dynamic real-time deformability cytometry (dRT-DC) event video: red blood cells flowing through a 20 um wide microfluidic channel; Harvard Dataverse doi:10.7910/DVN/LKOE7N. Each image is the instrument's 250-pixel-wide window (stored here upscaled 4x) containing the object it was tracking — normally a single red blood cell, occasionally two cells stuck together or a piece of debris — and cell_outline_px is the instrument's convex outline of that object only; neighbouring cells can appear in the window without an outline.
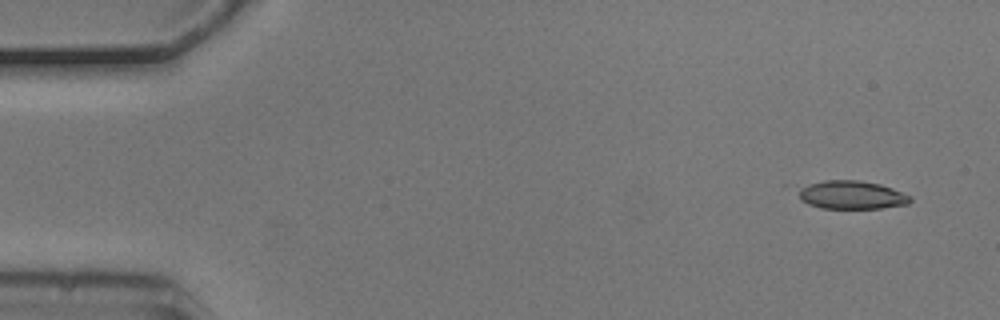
{"species": "common noctule bat (a hibernating species)", "species_latin": "Nyctalus noctula", "temperature_condition": "cold", "stored_images_in_passage": 5, "camera_frame_rate_fps": 3000, "um_per_image_px": 0.085, "animal": {"sex": "male", "body_mass_g": 20.5, "forearm_length_mm": 52.5}, "frame": {"image": 1, "passage_image": 1, "time_ms": 0.0, "image_size_px": [1000, 320], "cell_outline_px": [[912, 200], [908, 204], [880, 208], [820, 208], [808, 204], [800, 200], [800, 188], [824, 180], [860, 180], [880, 184], [892, 188], [912, 196]], "centroid_in_image_um": [72.43, 16.57], "position_along_channel_um": 12.6, "area_um2": 18.32}}
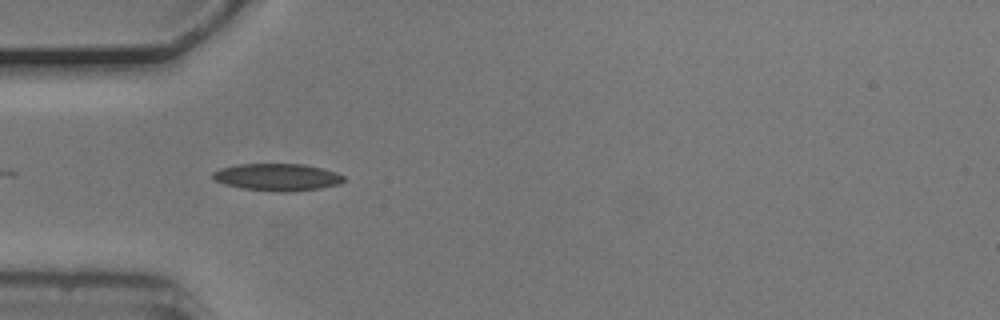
{"frame": {"image": 2, "passage_image": 4, "time_ms": 1.0, "image_size_px": [1000, 320], "cell_outline_px": [[344, 180], [340, 184], [320, 188], [288, 192], [280, 192], [244, 188], [228, 184], [216, 180], [212, 176], [212, 172], [220, 168], [236, 164], [304, 164], [324, 168], [336, 172], [344, 176]], "centroid_in_image_um": [23.61, 15.04], "position_along_channel_um": 61.4, "area_um2": 20.63}}